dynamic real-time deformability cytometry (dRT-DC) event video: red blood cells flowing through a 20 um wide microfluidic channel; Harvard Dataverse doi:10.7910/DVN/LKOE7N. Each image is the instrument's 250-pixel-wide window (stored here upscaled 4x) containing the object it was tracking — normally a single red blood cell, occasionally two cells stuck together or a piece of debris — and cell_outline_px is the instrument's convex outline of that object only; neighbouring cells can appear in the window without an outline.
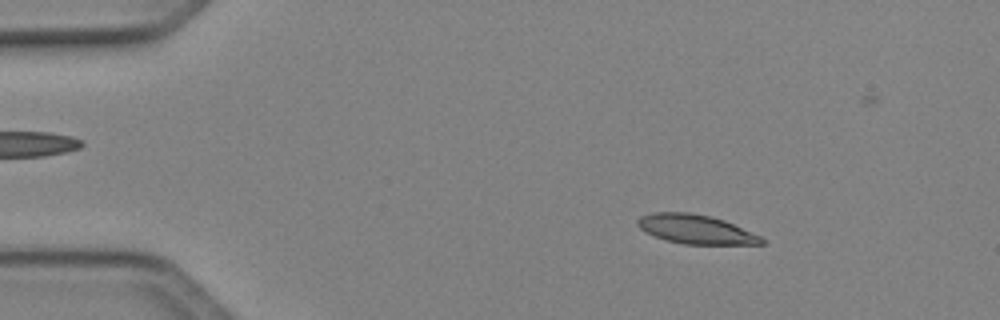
{"species": "Egyptian fruit bat (a non-hibernating species)", "species_latin": "Rousettus aegyptiacus", "temperature_condition": "cold", "stored_images_in_passage": 46, "camera_frame_rate_fps": 3000, "um_per_image_px": 0.085, "animal": {"sex": "female"}, "frame": {"image": 1, "passage_image": 3, "time_ms": 0.667, "image_size_px": [1000, 320], "cell_outline_px": [[764, 244], [684, 244], [668, 240], [656, 236], [640, 228], [636, 224], [636, 220], [640, 216], [652, 212], [692, 212], [712, 216], [724, 220], [760, 236], [764, 240]], "centroid_in_image_um": [59.12, 19.47], "position_along_channel_um": 25.9, "area_um2": 20.87}}
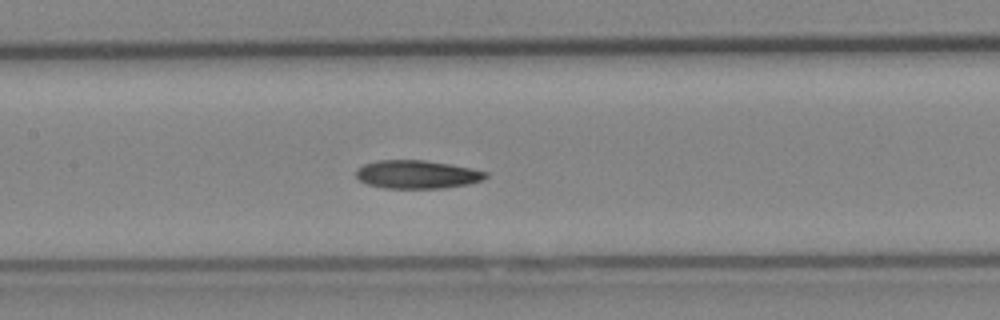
{"frame": {"image": 2, "passage_image": 19, "time_ms": 6.0, "image_size_px": [1000, 320], "cell_outline_px": [[488, 176], [480, 180], [468, 184], [444, 188], [384, 188], [368, 184], [360, 180], [356, 176], [356, 168], [364, 164], [376, 160], [424, 160], [472, 168], [488, 172]], "centroid_in_image_um": [35.43, 14.82], "position_along_channel_um": 172.0, "area_um2": 21.33}}
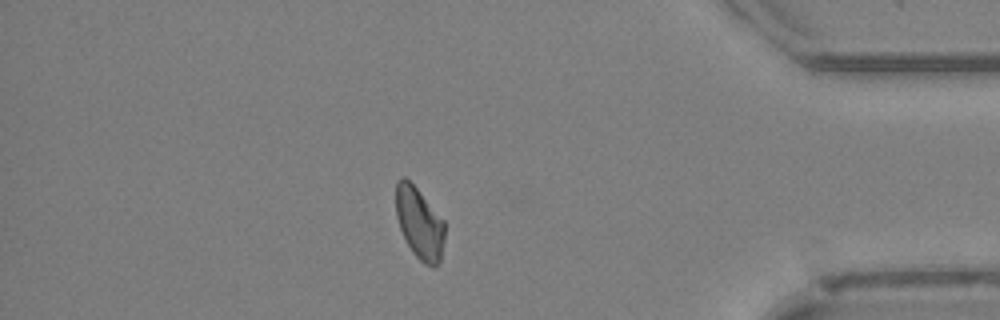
{"frame": {"image": 3, "passage_image": 38, "time_ms": 12.333, "image_size_px": [1000, 320], "cell_outline_px": [[444, 240], [440, 260], [432, 268], [420, 260], [412, 252], [400, 228], [396, 216], [396, 180], [400, 176], [404, 176], [416, 188], [444, 220]], "centroid_in_image_um": [35.64, 18.95], "position_along_channel_um": 399.6, "area_um2": 20.11}, "authors_computed_cell_mechanics": {"area_um2": 21.097, "velocity_mm_per_s": 4.1134, "shape_relaxation_time_tau1_ms": 8.4442, "shape_relaxation_time_tau2_ms": null, "deformation_change_tau1": 0.1854, "deformation_change_tau2": null}}